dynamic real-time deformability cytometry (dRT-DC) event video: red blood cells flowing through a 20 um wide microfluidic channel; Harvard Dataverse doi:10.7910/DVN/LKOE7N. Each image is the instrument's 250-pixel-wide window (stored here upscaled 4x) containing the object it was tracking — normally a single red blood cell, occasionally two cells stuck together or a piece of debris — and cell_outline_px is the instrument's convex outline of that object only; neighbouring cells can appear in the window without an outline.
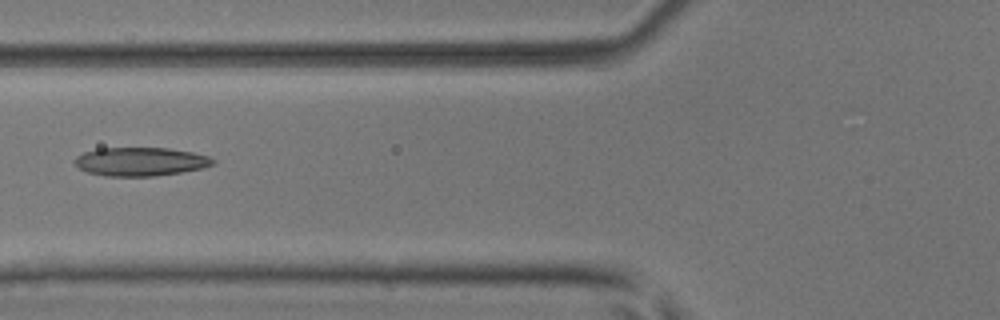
{"species": "common noctule bat (a hibernating species)", "species_latin": "Nyctalus noctula", "temperature_condition": "room temperature", "stored_images_in_passage": 7, "camera_frame_rate_fps": 3000, "um_per_image_px": 0.085, "animal": {"sex": "male", "body_mass_g": 17.9, "forearm_length_mm": 54.2}, "frame": {"image": 1, "passage_image": 5, "time_ms": 1.333, "image_size_px": [1000, 320], "cell_outline_px": [[216, 164], [204, 168], [180, 172], [152, 176], [104, 176], [88, 172], [80, 168], [72, 160], [76, 156], [84, 152], [96, 148], [168, 148], [192, 152], [208, 156], [216, 160]], "centroid_in_image_um": [11.95, 13.73], "position_along_channel_um": 113.9, "area_um2": 23.12}}
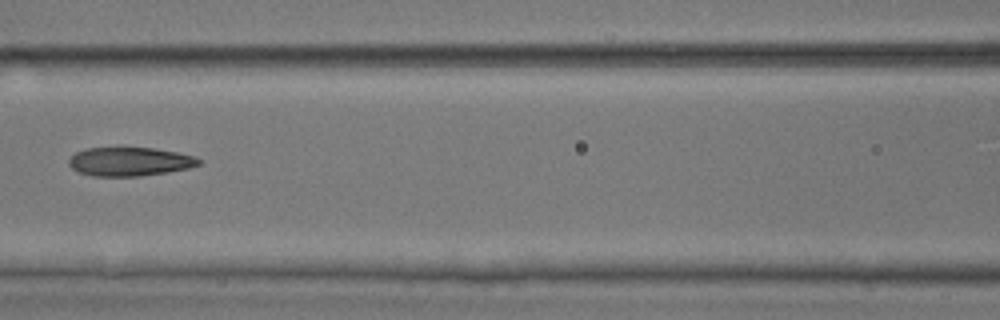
{"frame": {"image": 2, "passage_image": 6, "time_ms": 1.667, "image_size_px": [1000, 320], "cell_outline_px": [[200, 164], [188, 168], [168, 172], [140, 176], [92, 176], [80, 172], [72, 168], [68, 164], [68, 160], [76, 152], [88, 148], [152, 148], [176, 152], [196, 156], [200, 160]], "centroid_in_image_um": [11.03, 13.74], "position_along_channel_um": 155.6, "area_um2": 21.62}}